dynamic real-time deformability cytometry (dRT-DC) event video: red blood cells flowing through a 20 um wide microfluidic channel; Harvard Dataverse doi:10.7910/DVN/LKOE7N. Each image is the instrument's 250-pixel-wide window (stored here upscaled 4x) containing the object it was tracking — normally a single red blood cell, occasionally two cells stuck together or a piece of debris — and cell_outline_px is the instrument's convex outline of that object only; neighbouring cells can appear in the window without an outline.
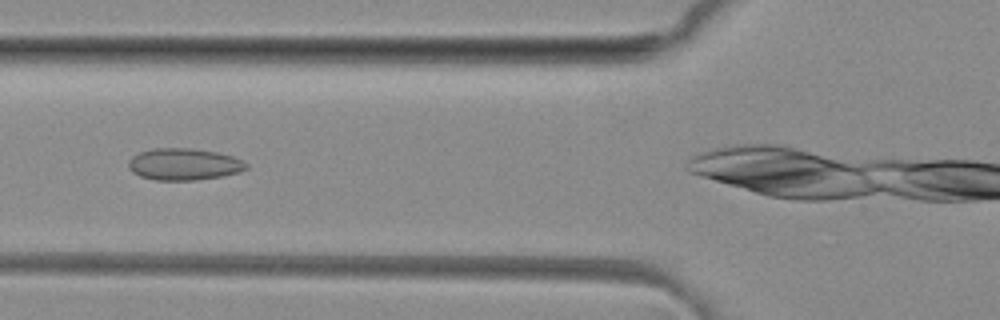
{"species": "common noctule bat (a hibernating species)", "species_latin": "Nyctalus noctula", "temperature_condition": "room temperature", "stored_images_in_passage": 15, "camera_frame_rate_fps": 3000, "um_per_image_px": 0.085, "animal": {"sex": "female", "body_mass_g": 29.2, "forearm_length_mm": 56.3}, "frame": {"image": 1, "passage_image": 9, "time_ms": 2.667, "image_size_px": [1000, 320], "cell_outline_px": [[248, 168], [240, 172], [220, 176], [196, 180], [156, 180], [140, 176], [132, 172], [128, 168], [128, 160], [132, 156], [140, 152], [152, 148], [192, 148], [216, 152], [232, 156], [248, 164]], "centroid_in_image_um": [15.6, 13.96], "position_along_channel_um": 110.2, "area_um2": 21.85}}
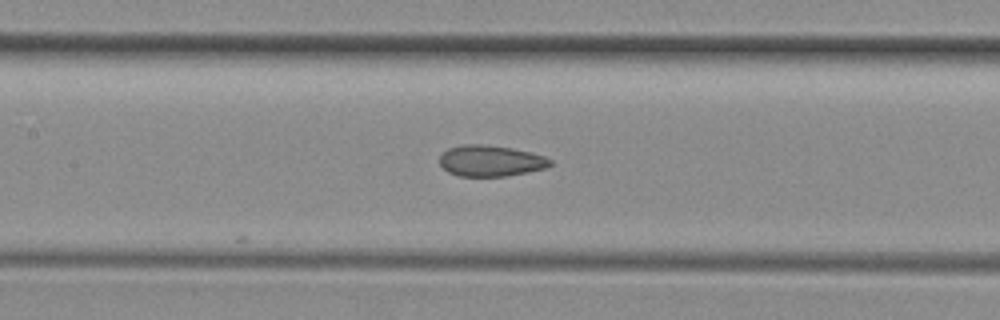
{"frame": {"image": 2, "passage_image": 13, "time_ms": 4.0, "image_size_px": [1000, 320], "cell_outline_px": [[552, 164], [548, 168], [528, 172], [504, 176], [460, 176], [448, 172], [440, 164], [440, 156], [448, 148], [464, 144], [480, 144], [512, 148], [544, 156], [552, 160]], "centroid_in_image_um": [41.72, 13.67], "position_along_channel_um": 165.7, "area_um2": 19.94}}